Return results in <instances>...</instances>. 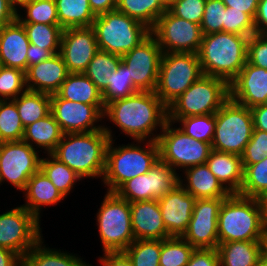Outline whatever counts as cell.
I'll return each mask as SVG.
<instances>
[{"label": "cell", "instance_id": "obj_1", "mask_svg": "<svg viewBox=\"0 0 267 266\" xmlns=\"http://www.w3.org/2000/svg\"><path fill=\"white\" fill-rule=\"evenodd\" d=\"M103 116L108 117L123 134L135 141L146 142L149 137L148 140L157 141L159 134L154 136L152 132L158 126L160 130L164 128L168 121V108L155 92L139 91L126 98L107 103Z\"/></svg>", "mask_w": 267, "mask_h": 266}, {"label": "cell", "instance_id": "obj_2", "mask_svg": "<svg viewBox=\"0 0 267 266\" xmlns=\"http://www.w3.org/2000/svg\"><path fill=\"white\" fill-rule=\"evenodd\" d=\"M219 243L267 241V219L262 199L230 194L218 216Z\"/></svg>", "mask_w": 267, "mask_h": 266}, {"label": "cell", "instance_id": "obj_3", "mask_svg": "<svg viewBox=\"0 0 267 266\" xmlns=\"http://www.w3.org/2000/svg\"><path fill=\"white\" fill-rule=\"evenodd\" d=\"M113 139L112 130L65 133L51 155L83 178L103 177L106 148Z\"/></svg>", "mask_w": 267, "mask_h": 266}, {"label": "cell", "instance_id": "obj_4", "mask_svg": "<svg viewBox=\"0 0 267 266\" xmlns=\"http://www.w3.org/2000/svg\"><path fill=\"white\" fill-rule=\"evenodd\" d=\"M248 36L218 32L202 36L197 52L203 75L230 84L247 62Z\"/></svg>", "mask_w": 267, "mask_h": 266}, {"label": "cell", "instance_id": "obj_5", "mask_svg": "<svg viewBox=\"0 0 267 266\" xmlns=\"http://www.w3.org/2000/svg\"><path fill=\"white\" fill-rule=\"evenodd\" d=\"M113 139L106 148L105 170L102 181L108 192H115L124 182L147 173L159 159L157 141L147 140L146 147L136 144L113 147Z\"/></svg>", "mask_w": 267, "mask_h": 266}, {"label": "cell", "instance_id": "obj_6", "mask_svg": "<svg viewBox=\"0 0 267 266\" xmlns=\"http://www.w3.org/2000/svg\"><path fill=\"white\" fill-rule=\"evenodd\" d=\"M99 50L124 55L149 34L150 29L136 19L116 10L97 15L93 21Z\"/></svg>", "mask_w": 267, "mask_h": 266}, {"label": "cell", "instance_id": "obj_7", "mask_svg": "<svg viewBox=\"0 0 267 266\" xmlns=\"http://www.w3.org/2000/svg\"><path fill=\"white\" fill-rule=\"evenodd\" d=\"M229 98L225 80L203 75L167 107L168 118L215 114Z\"/></svg>", "mask_w": 267, "mask_h": 266}, {"label": "cell", "instance_id": "obj_8", "mask_svg": "<svg viewBox=\"0 0 267 266\" xmlns=\"http://www.w3.org/2000/svg\"><path fill=\"white\" fill-rule=\"evenodd\" d=\"M215 117L212 149L241 156L254 130L250 108L229 98L215 113Z\"/></svg>", "mask_w": 267, "mask_h": 266}, {"label": "cell", "instance_id": "obj_9", "mask_svg": "<svg viewBox=\"0 0 267 266\" xmlns=\"http://www.w3.org/2000/svg\"><path fill=\"white\" fill-rule=\"evenodd\" d=\"M201 76L197 54L163 53L155 94L168 107Z\"/></svg>", "mask_w": 267, "mask_h": 266}, {"label": "cell", "instance_id": "obj_10", "mask_svg": "<svg viewBox=\"0 0 267 266\" xmlns=\"http://www.w3.org/2000/svg\"><path fill=\"white\" fill-rule=\"evenodd\" d=\"M96 218L103 252L124 251L135 240L130 203L115 192L107 191Z\"/></svg>", "mask_w": 267, "mask_h": 266}, {"label": "cell", "instance_id": "obj_11", "mask_svg": "<svg viewBox=\"0 0 267 266\" xmlns=\"http://www.w3.org/2000/svg\"><path fill=\"white\" fill-rule=\"evenodd\" d=\"M167 121L158 135L159 159L175 170L206 164L212 150L211 144L196 140Z\"/></svg>", "mask_w": 267, "mask_h": 266}, {"label": "cell", "instance_id": "obj_12", "mask_svg": "<svg viewBox=\"0 0 267 266\" xmlns=\"http://www.w3.org/2000/svg\"><path fill=\"white\" fill-rule=\"evenodd\" d=\"M40 220L25 207H15L0 214V247L21 258L41 239Z\"/></svg>", "mask_w": 267, "mask_h": 266}, {"label": "cell", "instance_id": "obj_13", "mask_svg": "<svg viewBox=\"0 0 267 266\" xmlns=\"http://www.w3.org/2000/svg\"><path fill=\"white\" fill-rule=\"evenodd\" d=\"M150 33L163 53H195L201 41V26L173 15L168 9L157 19Z\"/></svg>", "mask_w": 267, "mask_h": 266}, {"label": "cell", "instance_id": "obj_14", "mask_svg": "<svg viewBox=\"0 0 267 266\" xmlns=\"http://www.w3.org/2000/svg\"><path fill=\"white\" fill-rule=\"evenodd\" d=\"M180 184L179 174L158 159L151 169L124 182L115 193L129 203L163 197Z\"/></svg>", "mask_w": 267, "mask_h": 266}, {"label": "cell", "instance_id": "obj_15", "mask_svg": "<svg viewBox=\"0 0 267 266\" xmlns=\"http://www.w3.org/2000/svg\"><path fill=\"white\" fill-rule=\"evenodd\" d=\"M37 152L23 140L0 142V184L6 180L23 191L29 178L40 170Z\"/></svg>", "mask_w": 267, "mask_h": 266}, {"label": "cell", "instance_id": "obj_16", "mask_svg": "<svg viewBox=\"0 0 267 266\" xmlns=\"http://www.w3.org/2000/svg\"><path fill=\"white\" fill-rule=\"evenodd\" d=\"M163 52L150 33L130 52L122 55L133 85L139 91L155 92Z\"/></svg>", "mask_w": 267, "mask_h": 266}, {"label": "cell", "instance_id": "obj_17", "mask_svg": "<svg viewBox=\"0 0 267 266\" xmlns=\"http://www.w3.org/2000/svg\"><path fill=\"white\" fill-rule=\"evenodd\" d=\"M225 198L196 199L192 217L181 236L195 249H217L218 216Z\"/></svg>", "mask_w": 267, "mask_h": 266}, {"label": "cell", "instance_id": "obj_18", "mask_svg": "<svg viewBox=\"0 0 267 266\" xmlns=\"http://www.w3.org/2000/svg\"><path fill=\"white\" fill-rule=\"evenodd\" d=\"M105 105H88L62 99L57 93L51 95V114L62 132H93L104 129L95 125L104 118Z\"/></svg>", "mask_w": 267, "mask_h": 266}, {"label": "cell", "instance_id": "obj_19", "mask_svg": "<svg viewBox=\"0 0 267 266\" xmlns=\"http://www.w3.org/2000/svg\"><path fill=\"white\" fill-rule=\"evenodd\" d=\"M98 50L92 26L63 29L60 54L69 73H84Z\"/></svg>", "mask_w": 267, "mask_h": 266}, {"label": "cell", "instance_id": "obj_20", "mask_svg": "<svg viewBox=\"0 0 267 266\" xmlns=\"http://www.w3.org/2000/svg\"><path fill=\"white\" fill-rule=\"evenodd\" d=\"M230 98L240 105L252 108L267 100V70L248 62L229 84Z\"/></svg>", "mask_w": 267, "mask_h": 266}, {"label": "cell", "instance_id": "obj_21", "mask_svg": "<svg viewBox=\"0 0 267 266\" xmlns=\"http://www.w3.org/2000/svg\"><path fill=\"white\" fill-rule=\"evenodd\" d=\"M157 200L166 230L171 236L181 237L191 220L196 198L179 184Z\"/></svg>", "mask_w": 267, "mask_h": 266}, {"label": "cell", "instance_id": "obj_22", "mask_svg": "<svg viewBox=\"0 0 267 266\" xmlns=\"http://www.w3.org/2000/svg\"><path fill=\"white\" fill-rule=\"evenodd\" d=\"M130 208L135 240H163L172 237L164 225L157 199L132 202Z\"/></svg>", "mask_w": 267, "mask_h": 266}, {"label": "cell", "instance_id": "obj_23", "mask_svg": "<svg viewBox=\"0 0 267 266\" xmlns=\"http://www.w3.org/2000/svg\"><path fill=\"white\" fill-rule=\"evenodd\" d=\"M69 71L60 53L27 68L25 72L28 90L56 94Z\"/></svg>", "mask_w": 267, "mask_h": 266}, {"label": "cell", "instance_id": "obj_24", "mask_svg": "<svg viewBox=\"0 0 267 266\" xmlns=\"http://www.w3.org/2000/svg\"><path fill=\"white\" fill-rule=\"evenodd\" d=\"M30 42L24 26L16 19L0 28V65L26 72Z\"/></svg>", "mask_w": 267, "mask_h": 266}, {"label": "cell", "instance_id": "obj_25", "mask_svg": "<svg viewBox=\"0 0 267 266\" xmlns=\"http://www.w3.org/2000/svg\"><path fill=\"white\" fill-rule=\"evenodd\" d=\"M206 165L230 194H239L244 170L240 155L212 149Z\"/></svg>", "mask_w": 267, "mask_h": 266}, {"label": "cell", "instance_id": "obj_26", "mask_svg": "<svg viewBox=\"0 0 267 266\" xmlns=\"http://www.w3.org/2000/svg\"><path fill=\"white\" fill-rule=\"evenodd\" d=\"M184 171L186 183L180 176V185L196 199L227 198L230 195L206 164L192 166Z\"/></svg>", "mask_w": 267, "mask_h": 266}, {"label": "cell", "instance_id": "obj_27", "mask_svg": "<svg viewBox=\"0 0 267 266\" xmlns=\"http://www.w3.org/2000/svg\"><path fill=\"white\" fill-rule=\"evenodd\" d=\"M23 192H25L26 204L22 206L34 214L39 220L42 207L56 205L65 199L62 193L41 170L29 178Z\"/></svg>", "mask_w": 267, "mask_h": 266}, {"label": "cell", "instance_id": "obj_28", "mask_svg": "<svg viewBox=\"0 0 267 266\" xmlns=\"http://www.w3.org/2000/svg\"><path fill=\"white\" fill-rule=\"evenodd\" d=\"M266 241H230L219 243L220 266H259Z\"/></svg>", "mask_w": 267, "mask_h": 266}, {"label": "cell", "instance_id": "obj_29", "mask_svg": "<svg viewBox=\"0 0 267 266\" xmlns=\"http://www.w3.org/2000/svg\"><path fill=\"white\" fill-rule=\"evenodd\" d=\"M63 132L60 125L55 120L51 112L36 122L24 128L23 141L33 147V142L45 152L51 154L57 147L58 143L63 137Z\"/></svg>", "mask_w": 267, "mask_h": 266}, {"label": "cell", "instance_id": "obj_30", "mask_svg": "<svg viewBox=\"0 0 267 266\" xmlns=\"http://www.w3.org/2000/svg\"><path fill=\"white\" fill-rule=\"evenodd\" d=\"M57 94L72 102L105 105L102 93L84 73H69Z\"/></svg>", "mask_w": 267, "mask_h": 266}, {"label": "cell", "instance_id": "obj_31", "mask_svg": "<svg viewBox=\"0 0 267 266\" xmlns=\"http://www.w3.org/2000/svg\"><path fill=\"white\" fill-rule=\"evenodd\" d=\"M42 240L22 257V266H92L75 254L42 246Z\"/></svg>", "mask_w": 267, "mask_h": 266}, {"label": "cell", "instance_id": "obj_32", "mask_svg": "<svg viewBox=\"0 0 267 266\" xmlns=\"http://www.w3.org/2000/svg\"><path fill=\"white\" fill-rule=\"evenodd\" d=\"M13 101L16 103L24 128L51 112V95L46 93L27 89Z\"/></svg>", "mask_w": 267, "mask_h": 266}, {"label": "cell", "instance_id": "obj_33", "mask_svg": "<svg viewBox=\"0 0 267 266\" xmlns=\"http://www.w3.org/2000/svg\"><path fill=\"white\" fill-rule=\"evenodd\" d=\"M59 25L63 28L92 26L96 15L89 0H55Z\"/></svg>", "mask_w": 267, "mask_h": 266}, {"label": "cell", "instance_id": "obj_34", "mask_svg": "<svg viewBox=\"0 0 267 266\" xmlns=\"http://www.w3.org/2000/svg\"><path fill=\"white\" fill-rule=\"evenodd\" d=\"M116 9L143 23L150 30L167 10L159 0H117Z\"/></svg>", "mask_w": 267, "mask_h": 266}, {"label": "cell", "instance_id": "obj_35", "mask_svg": "<svg viewBox=\"0 0 267 266\" xmlns=\"http://www.w3.org/2000/svg\"><path fill=\"white\" fill-rule=\"evenodd\" d=\"M122 61L120 55L98 50L84 74L102 93L108 86V79Z\"/></svg>", "mask_w": 267, "mask_h": 266}, {"label": "cell", "instance_id": "obj_36", "mask_svg": "<svg viewBox=\"0 0 267 266\" xmlns=\"http://www.w3.org/2000/svg\"><path fill=\"white\" fill-rule=\"evenodd\" d=\"M48 156V158H41L40 170L49 178L62 195L67 197L75 183L82 178L51 154H48Z\"/></svg>", "mask_w": 267, "mask_h": 266}, {"label": "cell", "instance_id": "obj_37", "mask_svg": "<svg viewBox=\"0 0 267 266\" xmlns=\"http://www.w3.org/2000/svg\"><path fill=\"white\" fill-rule=\"evenodd\" d=\"M29 42L43 49H48L53 55L60 53L63 28L59 24L21 23Z\"/></svg>", "mask_w": 267, "mask_h": 266}, {"label": "cell", "instance_id": "obj_38", "mask_svg": "<svg viewBox=\"0 0 267 266\" xmlns=\"http://www.w3.org/2000/svg\"><path fill=\"white\" fill-rule=\"evenodd\" d=\"M243 166V183L239 195L262 199L267 194V156L259 163Z\"/></svg>", "mask_w": 267, "mask_h": 266}, {"label": "cell", "instance_id": "obj_39", "mask_svg": "<svg viewBox=\"0 0 267 266\" xmlns=\"http://www.w3.org/2000/svg\"><path fill=\"white\" fill-rule=\"evenodd\" d=\"M168 121L182 123L179 127L185 134L196 140L212 143L216 125L215 114L188 116L185 118H168Z\"/></svg>", "mask_w": 267, "mask_h": 266}, {"label": "cell", "instance_id": "obj_40", "mask_svg": "<svg viewBox=\"0 0 267 266\" xmlns=\"http://www.w3.org/2000/svg\"><path fill=\"white\" fill-rule=\"evenodd\" d=\"M194 250L195 248L182 237L163 239L159 266H186Z\"/></svg>", "mask_w": 267, "mask_h": 266}, {"label": "cell", "instance_id": "obj_41", "mask_svg": "<svg viewBox=\"0 0 267 266\" xmlns=\"http://www.w3.org/2000/svg\"><path fill=\"white\" fill-rule=\"evenodd\" d=\"M24 127L13 100H0V142L20 141Z\"/></svg>", "mask_w": 267, "mask_h": 266}, {"label": "cell", "instance_id": "obj_42", "mask_svg": "<svg viewBox=\"0 0 267 266\" xmlns=\"http://www.w3.org/2000/svg\"><path fill=\"white\" fill-rule=\"evenodd\" d=\"M128 71L127 66L121 61L118 68L109 77L108 86L102 92V100L105 105L114 100L126 98L139 92L133 85Z\"/></svg>", "mask_w": 267, "mask_h": 266}, {"label": "cell", "instance_id": "obj_43", "mask_svg": "<svg viewBox=\"0 0 267 266\" xmlns=\"http://www.w3.org/2000/svg\"><path fill=\"white\" fill-rule=\"evenodd\" d=\"M124 252L133 266H159L161 240H134Z\"/></svg>", "mask_w": 267, "mask_h": 266}, {"label": "cell", "instance_id": "obj_44", "mask_svg": "<svg viewBox=\"0 0 267 266\" xmlns=\"http://www.w3.org/2000/svg\"><path fill=\"white\" fill-rule=\"evenodd\" d=\"M22 8L26 10V16L23 18L17 13L20 23L59 24L55 0H34L25 3Z\"/></svg>", "mask_w": 267, "mask_h": 266}, {"label": "cell", "instance_id": "obj_45", "mask_svg": "<svg viewBox=\"0 0 267 266\" xmlns=\"http://www.w3.org/2000/svg\"><path fill=\"white\" fill-rule=\"evenodd\" d=\"M26 90L25 72L0 65V100H13Z\"/></svg>", "mask_w": 267, "mask_h": 266}, {"label": "cell", "instance_id": "obj_46", "mask_svg": "<svg viewBox=\"0 0 267 266\" xmlns=\"http://www.w3.org/2000/svg\"><path fill=\"white\" fill-rule=\"evenodd\" d=\"M222 32L251 37L256 34L254 20L243 11L232 10V7H226Z\"/></svg>", "mask_w": 267, "mask_h": 266}, {"label": "cell", "instance_id": "obj_47", "mask_svg": "<svg viewBox=\"0 0 267 266\" xmlns=\"http://www.w3.org/2000/svg\"><path fill=\"white\" fill-rule=\"evenodd\" d=\"M225 8L222 0H206L200 24L203 35L222 32Z\"/></svg>", "mask_w": 267, "mask_h": 266}, {"label": "cell", "instance_id": "obj_48", "mask_svg": "<svg viewBox=\"0 0 267 266\" xmlns=\"http://www.w3.org/2000/svg\"><path fill=\"white\" fill-rule=\"evenodd\" d=\"M206 0H174L168 10L181 19L201 24Z\"/></svg>", "mask_w": 267, "mask_h": 266}, {"label": "cell", "instance_id": "obj_49", "mask_svg": "<svg viewBox=\"0 0 267 266\" xmlns=\"http://www.w3.org/2000/svg\"><path fill=\"white\" fill-rule=\"evenodd\" d=\"M267 156V132L253 130L251 139L241 155L242 165L259 163Z\"/></svg>", "mask_w": 267, "mask_h": 266}, {"label": "cell", "instance_id": "obj_50", "mask_svg": "<svg viewBox=\"0 0 267 266\" xmlns=\"http://www.w3.org/2000/svg\"><path fill=\"white\" fill-rule=\"evenodd\" d=\"M247 62L267 70V39L254 34L247 42Z\"/></svg>", "mask_w": 267, "mask_h": 266}, {"label": "cell", "instance_id": "obj_51", "mask_svg": "<svg viewBox=\"0 0 267 266\" xmlns=\"http://www.w3.org/2000/svg\"><path fill=\"white\" fill-rule=\"evenodd\" d=\"M186 266H220L217 249H195Z\"/></svg>", "mask_w": 267, "mask_h": 266}, {"label": "cell", "instance_id": "obj_52", "mask_svg": "<svg viewBox=\"0 0 267 266\" xmlns=\"http://www.w3.org/2000/svg\"><path fill=\"white\" fill-rule=\"evenodd\" d=\"M102 266H133L132 261L124 251L104 252V256L99 258Z\"/></svg>", "mask_w": 267, "mask_h": 266}, {"label": "cell", "instance_id": "obj_53", "mask_svg": "<svg viewBox=\"0 0 267 266\" xmlns=\"http://www.w3.org/2000/svg\"><path fill=\"white\" fill-rule=\"evenodd\" d=\"M226 7H232V10L243 11L253 20L257 13L259 0H222Z\"/></svg>", "mask_w": 267, "mask_h": 266}, {"label": "cell", "instance_id": "obj_54", "mask_svg": "<svg viewBox=\"0 0 267 266\" xmlns=\"http://www.w3.org/2000/svg\"><path fill=\"white\" fill-rule=\"evenodd\" d=\"M53 54L48 49H43L30 43L27 53V68L49 59Z\"/></svg>", "mask_w": 267, "mask_h": 266}, {"label": "cell", "instance_id": "obj_55", "mask_svg": "<svg viewBox=\"0 0 267 266\" xmlns=\"http://www.w3.org/2000/svg\"><path fill=\"white\" fill-rule=\"evenodd\" d=\"M254 130L267 132V106L264 104L250 108Z\"/></svg>", "mask_w": 267, "mask_h": 266}, {"label": "cell", "instance_id": "obj_56", "mask_svg": "<svg viewBox=\"0 0 267 266\" xmlns=\"http://www.w3.org/2000/svg\"><path fill=\"white\" fill-rule=\"evenodd\" d=\"M254 26L256 34H262L267 29V0H259Z\"/></svg>", "mask_w": 267, "mask_h": 266}, {"label": "cell", "instance_id": "obj_57", "mask_svg": "<svg viewBox=\"0 0 267 266\" xmlns=\"http://www.w3.org/2000/svg\"><path fill=\"white\" fill-rule=\"evenodd\" d=\"M17 13L9 0H0V28L15 21Z\"/></svg>", "mask_w": 267, "mask_h": 266}, {"label": "cell", "instance_id": "obj_58", "mask_svg": "<svg viewBox=\"0 0 267 266\" xmlns=\"http://www.w3.org/2000/svg\"><path fill=\"white\" fill-rule=\"evenodd\" d=\"M89 5L93 13L97 16L116 10L117 0H89Z\"/></svg>", "mask_w": 267, "mask_h": 266}, {"label": "cell", "instance_id": "obj_59", "mask_svg": "<svg viewBox=\"0 0 267 266\" xmlns=\"http://www.w3.org/2000/svg\"><path fill=\"white\" fill-rule=\"evenodd\" d=\"M0 266H22V258L17 253L0 247Z\"/></svg>", "mask_w": 267, "mask_h": 266}, {"label": "cell", "instance_id": "obj_60", "mask_svg": "<svg viewBox=\"0 0 267 266\" xmlns=\"http://www.w3.org/2000/svg\"><path fill=\"white\" fill-rule=\"evenodd\" d=\"M34 0H9L10 4L18 11V7H22L25 3L32 2Z\"/></svg>", "mask_w": 267, "mask_h": 266}, {"label": "cell", "instance_id": "obj_61", "mask_svg": "<svg viewBox=\"0 0 267 266\" xmlns=\"http://www.w3.org/2000/svg\"><path fill=\"white\" fill-rule=\"evenodd\" d=\"M259 266H267V245L261 253Z\"/></svg>", "mask_w": 267, "mask_h": 266}, {"label": "cell", "instance_id": "obj_62", "mask_svg": "<svg viewBox=\"0 0 267 266\" xmlns=\"http://www.w3.org/2000/svg\"><path fill=\"white\" fill-rule=\"evenodd\" d=\"M159 1L166 9H168L173 4L174 0H159Z\"/></svg>", "mask_w": 267, "mask_h": 266}, {"label": "cell", "instance_id": "obj_63", "mask_svg": "<svg viewBox=\"0 0 267 266\" xmlns=\"http://www.w3.org/2000/svg\"><path fill=\"white\" fill-rule=\"evenodd\" d=\"M262 202H263V205H264V212H265V216H266V219H267V194L262 198Z\"/></svg>", "mask_w": 267, "mask_h": 266}, {"label": "cell", "instance_id": "obj_64", "mask_svg": "<svg viewBox=\"0 0 267 266\" xmlns=\"http://www.w3.org/2000/svg\"><path fill=\"white\" fill-rule=\"evenodd\" d=\"M261 35L267 39V29Z\"/></svg>", "mask_w": 267, "mask_h": 266}]
</instances>
